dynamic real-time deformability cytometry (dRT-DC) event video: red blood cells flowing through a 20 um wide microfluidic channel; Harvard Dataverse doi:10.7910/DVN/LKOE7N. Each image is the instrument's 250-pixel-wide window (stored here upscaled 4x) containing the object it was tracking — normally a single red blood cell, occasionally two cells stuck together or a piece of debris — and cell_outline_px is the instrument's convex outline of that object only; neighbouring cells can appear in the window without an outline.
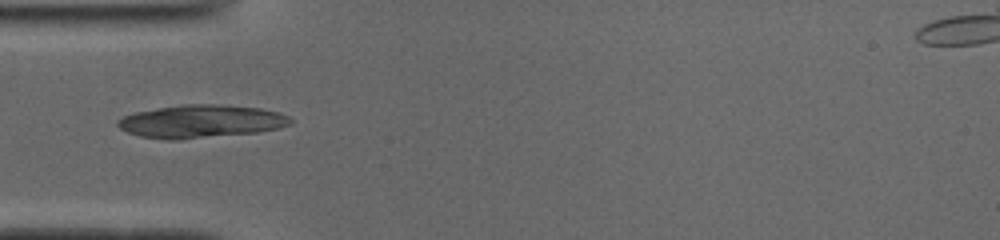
{"species": "common noctule bat (a hibernating species)", "species_latin": "Nyctalus noctula", "temperature_condition": "cold", "stored_images_in_passage": 36, "camera_frame_rate_fps": 3000, "um_per_image_px": 0.085, "animal": {"sex": "male", "body_mass_g": 19.0, "forearm_length_mm": 50.8}, "frame": {"image": 1, "passage_image": 1, "time_ms": 0.0, "image_size_px": [1000, 240], "cell_outline_px": [[292, 124], [280, 128], [256, 132], [176, 140], [168, 140], [140, 136], [128, 132], [120, 128], [116, 124], [116, 120], [124, 116], [136, 112], [184, 104], [220, 104], [260, 108], [280, 112], [288, 116], [292, 120]], "centroid_in_image_um": [17.11, 10.31], "position_along_channel_um": 67.9, "area_um2": 33.12}}
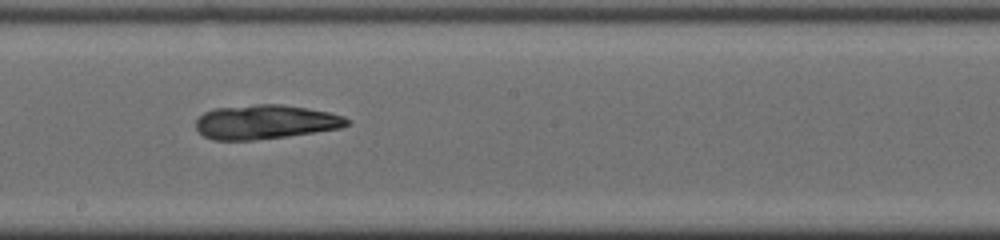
{"frame": {"image": 2, "passage_image": 13, "time_ms": 4.0, "image_size_px": [1000, 240], "cell_outline_px": [[352, 124], [340, 128], [288, 136], [256, 140], [212, 140], [204, 136], [196, 128], [196, 120], [204, 112], [216, 108], [256, 104], [280, 104], [308, 108], [328, 112], [344, 116], [352, 120]], "centroid_in_image_um": [22.59, 10.37], "position_along_channel_um": 225.6, "area_um2": 30.29}}
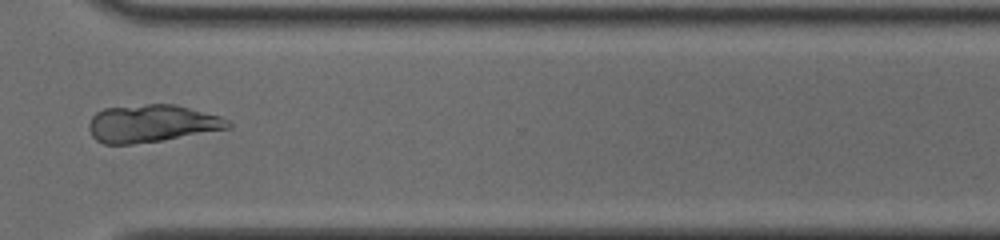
{"frame": {"image": 3, "passage_image": 23, "time_ms": 7.333, "image_size_px": [1000, 240], "cell_outline_px": [[232, 124], [228, 128], [164, 140], [132, 144], [104, 144], [96, 140], [92, 136], [88, 128], [88, 124], [92, 116], [96, 112], [104, 108], [148, 104], [176, 104], [220, 116], [228, 120]], "centroid_in_image_um": [12.87, 10.49], "position_along_channel_um": 357.7, "area_um2": 30.4}}